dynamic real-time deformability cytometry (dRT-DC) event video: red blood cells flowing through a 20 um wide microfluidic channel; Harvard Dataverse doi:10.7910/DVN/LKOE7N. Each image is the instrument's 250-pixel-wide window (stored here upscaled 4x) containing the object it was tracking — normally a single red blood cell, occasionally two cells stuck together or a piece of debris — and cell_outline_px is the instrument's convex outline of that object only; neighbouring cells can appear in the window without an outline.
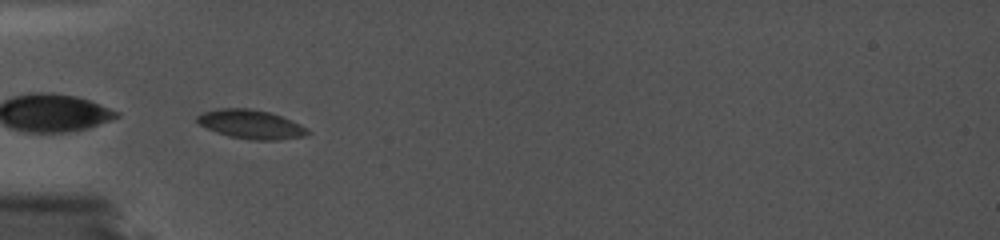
{"species": "common noctule bat (a hibernating species)", "species_latin": "Nyctalus noctula", "temperature_condition": "cold", "stored_images_in_passage": 15, "camera_frame_rate_fps": 5000, "um_per_image_px": 0.085, "animal": {"sex": "female", "body_mass_g": 19.0, "forearm_length_mm": 56.7}, "frame": {"image": 1, "passage_image": 1, "time_ms": 0.0, "image_size_px": [1000, 240], "cell_outline_px": [[312, 132], [304, 136], [280, 140], [252, 140], [228, 136], [216, 132], [200, 124], [196, 120], [196, 116], [204, 112], [220, 108], [248, 108], [268, 112], [280, 116], [300, 124]], "centroid_in_image_um": [21.34, 10.57], "position_along_channel_um": 63.7, "area_um2": 18.5}}